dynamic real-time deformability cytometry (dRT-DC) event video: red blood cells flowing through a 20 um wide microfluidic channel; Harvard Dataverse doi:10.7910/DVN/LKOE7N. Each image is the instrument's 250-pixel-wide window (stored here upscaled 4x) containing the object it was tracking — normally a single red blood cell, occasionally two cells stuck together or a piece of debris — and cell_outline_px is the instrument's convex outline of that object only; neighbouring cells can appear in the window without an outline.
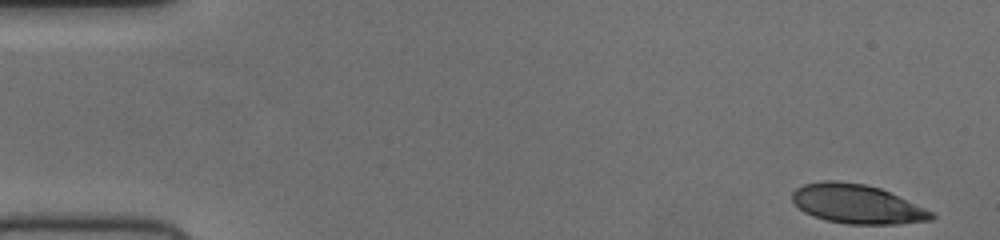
{"species": "human", "species_latin": "Homo sapiens", "temperature_condition": "cold", "stored_images_in_passage": 51, "camera_frame_rate_fps": 3000, "um_per_image_px": 0.085, "donor": {"sex": "female"}, "frame": {"image": 1, "passage_image": 1, "time_ms": 0.0, "image_size_px": [1000, 240], "cell_outline_px": [[936, 216], [932, 220], [900, 224], [848, 224], [824, 220], [812, 216], [804, 212], [792, 200], [792, 192], [796, 188], [804, 184], [824, 180], [836, 180], [864, 184], [880, 188], [924, 208], [932, 212]], "centroid_in_image_um": [72.82, 17.35], "position_along_channel_um": 12.2, "area_um2": 31.67}}
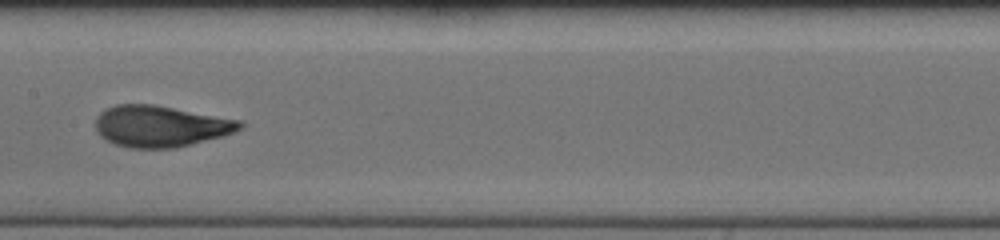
{"frame": {"image": 2, "passage_image": 25, "time_ms": 8.0, "image_size_px": [1000, 240], "cell_outline_px": [[244, 128], [224, 136], [176, 148], [128, 148], [116, 144], [100, 136], [96, 132], [96, 116], [100, 112], [116, 104], [156, 104], [240, 120], [244, 124]], "centroid_in_image_um": [13.67, 10.72], "position_along_channel_um": 193.7, "area_um2": 35.03}}
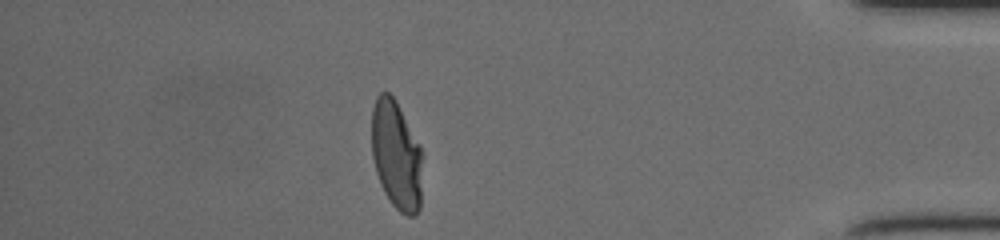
{"frame": {"image": 3, "passage_image": 44, "time_ms": 14.333, "image_size_px": [1000, 240], "cell_outline_px": [[424, 152], [420, 208], [416, 216], [408, 216], [400, 212], [392, 204], [384, 192], [380, 184], [376, 172], [372, 156], [372, 108], [376, 96], [380, 92], [388, 92], [396, 100]], "centroid_in_image_um": [33.72, 13.2], "position_along_channel_um": 401.5, "area_um2": 32.95}}